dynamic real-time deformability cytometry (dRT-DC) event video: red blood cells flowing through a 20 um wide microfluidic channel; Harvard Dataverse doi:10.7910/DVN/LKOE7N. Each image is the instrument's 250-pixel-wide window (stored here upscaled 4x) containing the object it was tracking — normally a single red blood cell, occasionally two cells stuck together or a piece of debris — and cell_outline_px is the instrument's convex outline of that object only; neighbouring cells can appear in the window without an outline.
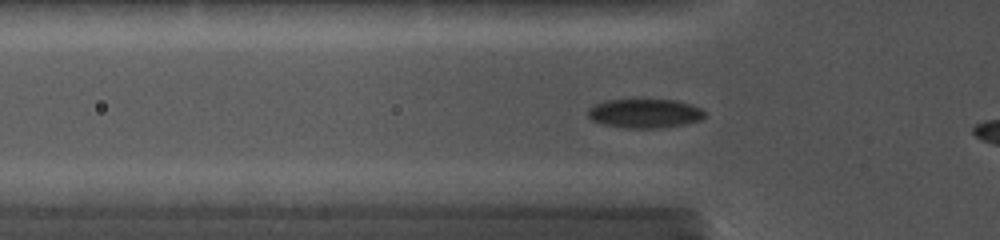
{"species": "common noctule bat (a hibernating species)", "species_latin": "Nyctalus noctula", "temperature_condition": "cold", "stored_images_in_passage": 30, "camera_frame_rate_fps": 5000, "um_per_image_px": 0.085, "animal": {"sex": "female", "body_mass_g": 19.0, "forearm_length_mm": 56.7}, "frame": {"image": 1, "passage_image": 6, "time_ms": 1.6, "image_size_px": [1000, 240], "cell_outline_px": [[708, 116], [700, 120], [684, 124], [660, 128], [628, 128], [604, 124], [592, 120], [588, 116], [588, 108], [592, 104], [604, 100], [676, 100], [700, 108], [708, 112]], "centroid_in_image_um": [54.82, 9.64], "position_along_channel_um": 71.0, "area_um2": 19.88}}
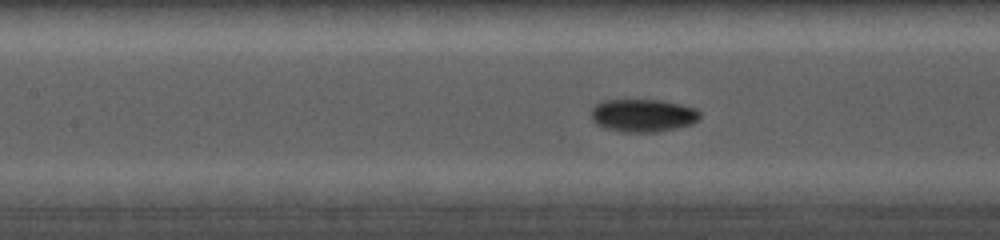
{"frame": {"image": 2, "passage_image": 14, "time_ms": 3.6, "image_size_px": [1000, 240], "cell_outline_px": [[700, 120], [692, 124], [676, 128], [656, 132], [620, 132], [604, 128], [596, 124], [592, 120], [592, 108], [596, 104], [604, 100], [664, 100], [696, 108], [700, 112]], "centroid_in_image_um": [54.67, 9.82], "position_along_channel_um": 152.7, "area_um2": 21.04}}
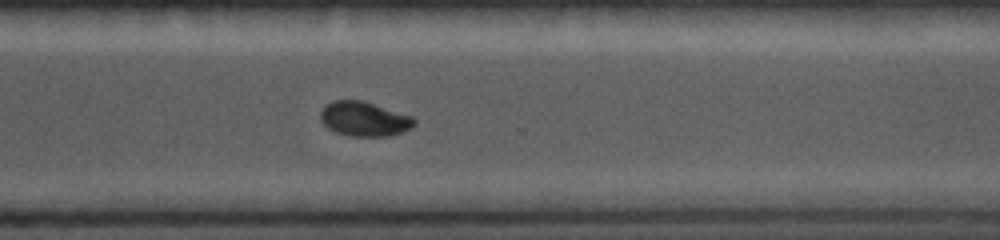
{"frame": {"image": 3, "passage_image": 29, "time_ms": 8.2, "image_size_px": [1000, 240], "cell_outline_px": [[416, 124], [412, 128], [404, 132], [388, 136], [348, 136], [336, 132], [328, 128], [320, 120], [320, 112], [324, 104], [332, 100], [360, 100], [412, 116], [416, 120]], "centroid_in_image_um": [30.95, 10.11], "position_along_channel_um": 339.7, "area_um2": 19.02}}